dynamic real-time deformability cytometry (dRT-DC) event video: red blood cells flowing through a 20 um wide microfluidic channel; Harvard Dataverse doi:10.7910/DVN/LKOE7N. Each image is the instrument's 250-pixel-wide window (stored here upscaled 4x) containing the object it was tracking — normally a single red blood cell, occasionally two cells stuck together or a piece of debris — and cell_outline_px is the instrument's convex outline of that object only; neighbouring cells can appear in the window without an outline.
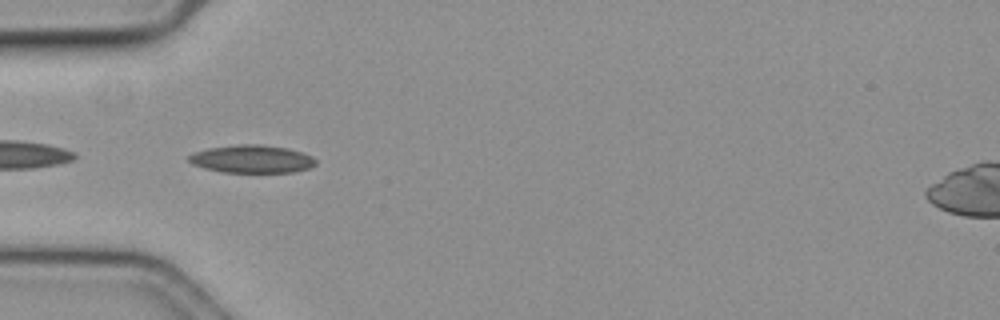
{"species": "common noctule bat (a hibernating species)", "species_latin": "Nyctalus noctula", "temperature_condition": "cold", "stored_images_in_passage": 40, "camera_frame_rate_fps": 3000, "um_per_image_px": 0.085, "animal": {"sex": "female", "body_mass_g": 19.3, "forearm_length_mm": 54.1}, "frame": {"image": 1, "passage_image": 1, "time_ms": 0.0, "image_size_px": [1000, 320], "cell_outline_px": [[316, 164], [308, 168], [296, 172], [220, 172], [204, 168], [192, 164], [188, 160], [188, 156], [192, 152], [208, 148], [236, 144], [260, 144], [288, 148], [312, 156], [316, 160]], "centroid_in_image_um": [21.38, 13.51], "position_along_channel_um": 63.6, "area_um2": 20.75}}
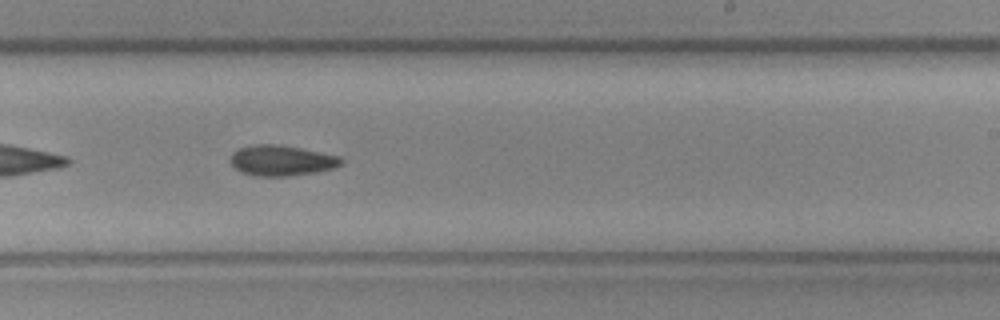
{"frame": {"image": 2, "passage_image": 18, "time_ms": 5.667, "image_size_px": [1000, 320], "cell_outline_px": [[344, 164], [332, 168], [316, 172], [288, 176], [256, 176], [240, 172], [232, 164], [232, 152], [240, 148], [252, 144], [280, 144], [340, 156], [344, 160]], "centroid_in_image_um": [23.95, 13.64], "position_along_channel_um": 265.0, "area_um2": 19.71}}
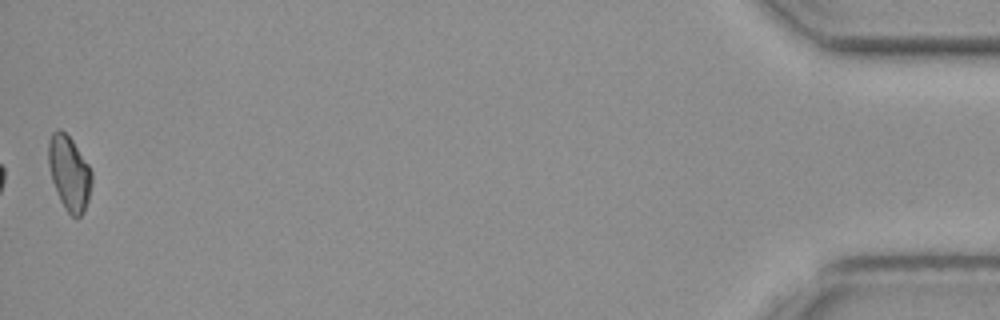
{"frame": {"image": 3, "passage_image": 40, "time_ms": 13.0, "image_size_px": [1000, 320], "cell_outline_px": [[92, 184], [88, 200], [84, 212], [76, 220], [64, 208], [60, 200], [52, 180], [48, 164], [48, 140], [52, 132], [56, 128], [60, 128], [72, 140], [88, 164], [92, 172]], "centroid_in_image_um": [5.88, 14.71], "position_along_channel_um": 429.3, "area_um2": 18.96}, "authors_computed_cell_mechanics": {"area_um2": 19.1318, "velocity_mm_per_s": 3.5925, "shape_relaxation_time_tau1_ms": 10.33, "shape_relaxation_time_tau2_ms": null, "deformation_change_tau1": 0.188, "deformation_change_tau2": null}}